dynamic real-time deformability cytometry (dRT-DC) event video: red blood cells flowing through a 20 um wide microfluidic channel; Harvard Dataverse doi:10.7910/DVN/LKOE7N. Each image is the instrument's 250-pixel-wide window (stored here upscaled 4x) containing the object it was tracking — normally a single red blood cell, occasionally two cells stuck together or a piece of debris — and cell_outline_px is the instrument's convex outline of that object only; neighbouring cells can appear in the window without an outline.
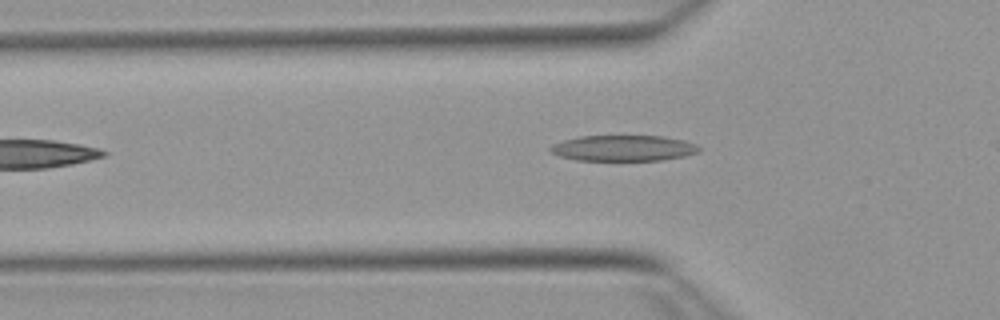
{"species": "Egyptian fruit bat (a non-hibernating species)", "species_latin": "Rousettus aegyptiacus", "temperature_condition": "warm", "stored_images_in_passage": 34, "camera_frame_rate_fps": 3000, "um_per_image_px": 0.085, "animal": {"sex": "female"}, "frame": {"image": 1, "passage_image": 5, "time_ms": 1.333, "image_size_px": [1000, 320], "cell_outline_px": [[700, 152], [684, 156], [660, 160], [576, 160], [560, 156], [552, 152], [548, 148], [552, 144], [564, 140], [580, 136], [664, 136], [684, 140], [696, 144], [700, 148]], "centroid_in_image_um": [53.0, 12.59], "position_along_channel_um": 72.8, "area_um2": 22.31}}
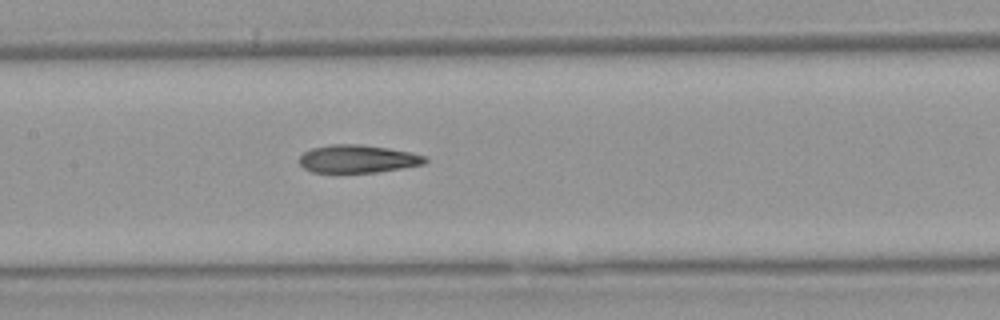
{"frame": {"image": 2, "passage_image": 13, "time_ms": 4.0, "image_size_px": [1000, 320], "cell_outline_px": [[428, 160], [424, 164], [376, 172], [312, 172], [304, 168], [300, 164], [300, 156], [304, 152], [312, 148], [332, 144], [360, 144], [388, 148], [412, 152], [428, 156]], "centroid_in_image_um": [30.44, 13.49], "position_along_channel_um": 177.0, "area_um2": 20.4}}
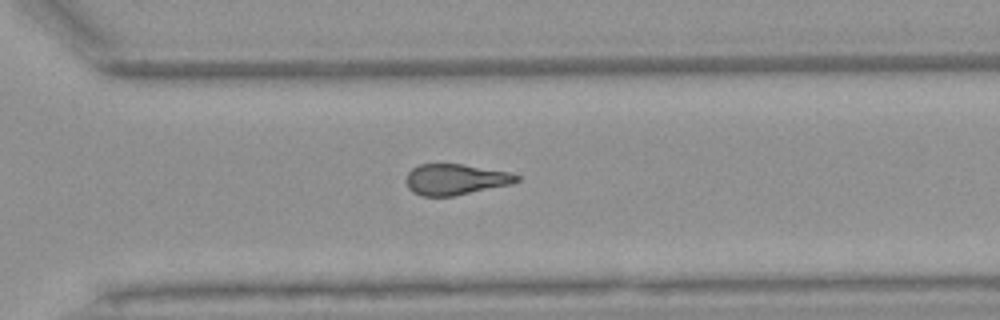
{"frame": {"image": 3, "passage_image": 25, "time_ms": 8.0, "image_size_px": [1000, 320], "cell_outline_px": [[520, 180], [512, 184], [456, 196], [420, 196], [412, 192], [408, 188], [408, 172], [412, 168], [420, 164], [464, 164], [508, 172], [520, 176]], "centroid_in_image_um": [38.74, 15.26], "position_along_channel_um": 331.9, "area_um2": 19.94}, "authors_computed_cell_mechanics": {"area_um2": 20.8369, "velocity_mm_per_s": 3.8778, "shape_relaxation_time_tau1_ms": null, "shape_relaxation_time_tau2_ms": 4.8835, "deformation_change_tau1": null, "deformation_change_tau2": 0.174}}